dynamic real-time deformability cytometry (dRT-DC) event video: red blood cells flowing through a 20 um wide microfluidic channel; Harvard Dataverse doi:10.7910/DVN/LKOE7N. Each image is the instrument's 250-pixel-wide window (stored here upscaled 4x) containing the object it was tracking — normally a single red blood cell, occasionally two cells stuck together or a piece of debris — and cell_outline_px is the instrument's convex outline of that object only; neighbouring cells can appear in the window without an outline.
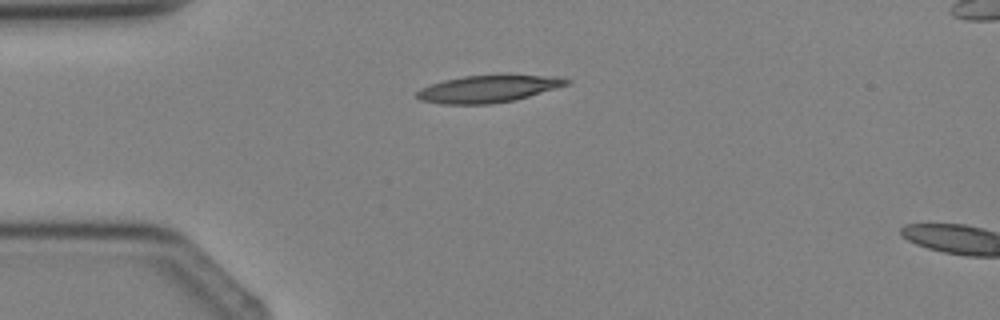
{"species": "Egyptian fruit bat (a non-hibernating species)", "species_latin": "Rousettus aegyptiacus", "temperature_condition": "cold", "stored_images_in_passage": 2, "camera_frame_rate_fps": 3000, "um_per_image_px": 0.085, "animal": {"sex": "female"}, "frame": {"image": 1, "passage_image": 1, "time_ms": 0.0, "image_size_px": [1000, 320], "cell_outline_px": [[572, 80], [568, 84], [516, 100], [492, 104], [440, 104], [420, 100], [416, 96], [416, 92], [420, 88], [444, 80], [464, 76], [500, 72], [560, 76]], "centroid_in_image_um": [41.56, 7.5], "position_along_channel_um": 43.4, "area_um2": 24.74}}